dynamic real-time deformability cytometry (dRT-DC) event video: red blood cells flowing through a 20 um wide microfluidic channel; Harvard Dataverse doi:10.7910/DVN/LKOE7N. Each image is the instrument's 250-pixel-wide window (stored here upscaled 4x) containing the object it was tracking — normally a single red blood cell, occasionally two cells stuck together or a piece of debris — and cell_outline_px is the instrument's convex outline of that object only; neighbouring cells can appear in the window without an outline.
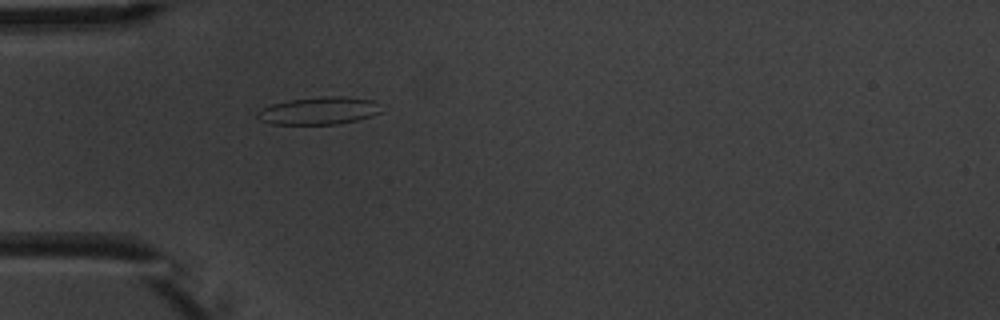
{"species": "common noctule bat (a hibernating species)", "species_latin": "Nyctalus noctula", "temperature_condition": "warm", "stored_images_in_passage": 3, "camera_frame_rate_fps": 3000, "um_per_image_px": 0.085, "animal": {"sex": "male", "body_mass_g": 20.1, "forearm_length_mm": 53.5}, "frame": {"image": 1, "passage_image": 3, "time_ms": 2.333, "image_size_px": [1000, 320], "cell_outline_px": [[380, 112], [372, 116], [356, 120], [336, 124], [272, 124], [260, 120], [256, 116], [256, 112], [260, 108], [272, 104], [288, 100], [324, 96], [344, 96], [372, 100]], "centroid_in_image_um": [27.02, 9.41], "position_along_channel_um": 58.0, "area_um2": 19.71}}